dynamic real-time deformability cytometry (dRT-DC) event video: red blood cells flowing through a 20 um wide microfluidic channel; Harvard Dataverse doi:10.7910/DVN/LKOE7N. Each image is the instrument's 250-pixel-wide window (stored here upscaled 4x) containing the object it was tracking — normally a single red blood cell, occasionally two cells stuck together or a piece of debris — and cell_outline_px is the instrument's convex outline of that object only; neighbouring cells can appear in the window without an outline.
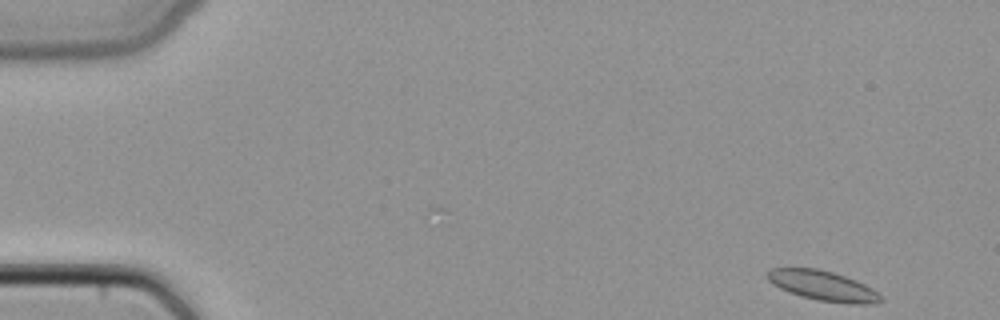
{"species": "common noctule bat (a hibernating species)", "species_latin": "Nyctalus noctula", "temperature_condition": "cold", "stored_images_in_passage": 46, "camera_frame_rate_fps": 3000, "um_per_image_px": 0.085, "animal": {"sex": "female", "body_mass_g": 22.7, "forearm_length_mm": 54.2}, "frame": {"image": 1, "passage_image": 1, "time_ms": 0.0, "image_size_px": [1000, 320], "cell_outline_px": [[884, 300], [872, 304], [848, 304], [816, 300], [800, 296], [780, 288], [772, 284], [764, 276], [764, 272], [772, 268], [816, 268], [832, 272], [856, 280], [872, 288], [884, 296]], "centroid_in_image_um": [69.94, 24.29], "position_along_channel_um": 15.1, "area_um2": 20.06}}
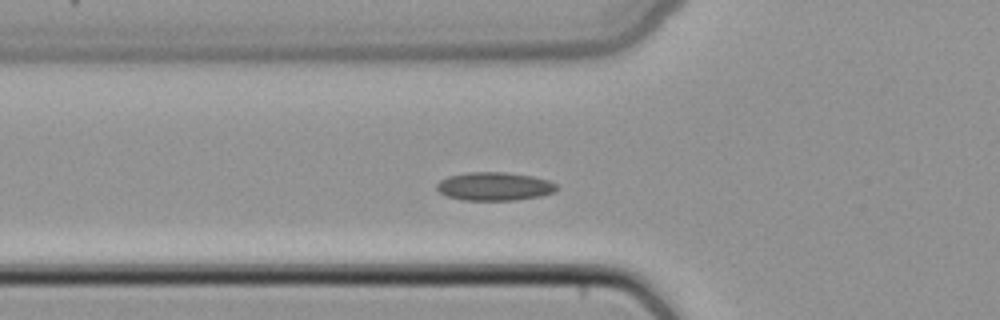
{"frame": {"image": 2, "passage_image": 15, "time_ms": 4.667, "image_size_px": [1000, 320], "cell_outline_px": [[560, 188], [556, 192], [540, 196], [516, 200], [464, 200], [448, 196], [440, 192], [436, 188], [436, 184], [440, 180], [448, 176], [468, 172], [504, 172], [532, 176], [548, 180], [556, 184]], "centroid_in_image_um": [42.05, 15.84], "position_along_channel_um": 83.7, "area_um2": 19.88}}
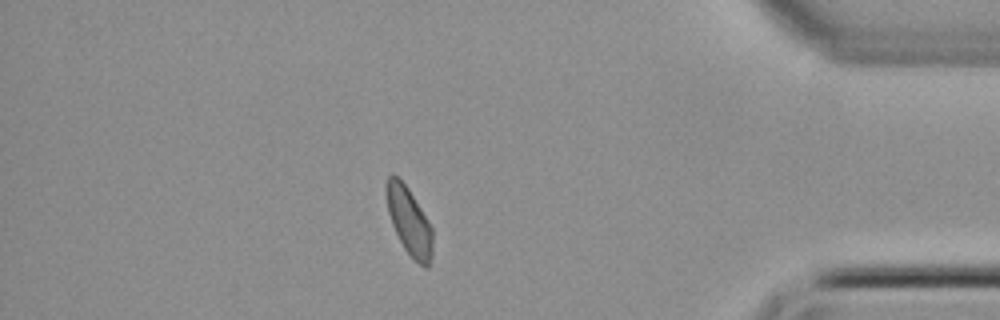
{"frame": {"image": 3, "passage_image": 40, "time_ms": 13.0, "image_size_px": [1000, 320], "cell_outline_px": [[432, 256], [428, 268], [424, 268], [412, 260], [404, 248], [392, 224], [388, 212], [384, 192], [388, 176], [392, 172], [408, 188], [428, 220], [432, 228]], "centroid_in_image_um": [34.77, 18.83], "position_along_channel_um": 400.4, "area_um2": 18.38}}